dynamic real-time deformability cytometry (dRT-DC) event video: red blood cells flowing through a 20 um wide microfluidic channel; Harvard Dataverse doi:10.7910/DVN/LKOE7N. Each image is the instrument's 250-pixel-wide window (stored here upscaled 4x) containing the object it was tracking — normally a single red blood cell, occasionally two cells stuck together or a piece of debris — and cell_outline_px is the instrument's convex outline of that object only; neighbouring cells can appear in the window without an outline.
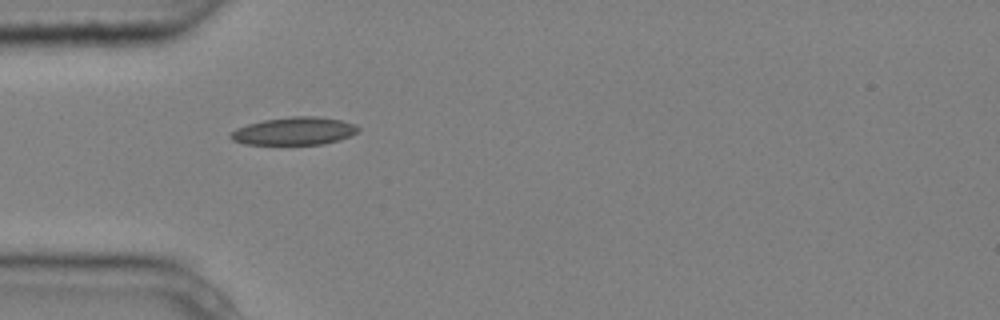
{"species": "common noctule bat (a hibernating species)", "species_latin": "Nyctalus noctula", "temperature_condition": "cold", "stored_images_in_passage": 7, "camera_frame_rate_fps": 3000, "um_per_image_px": 0.085, "animal": {"sex": "male", "body_mass_g": 20.4}, "frame": {"image": 1, "passage_image": 1, "time_ms": 0.0, "image_size_px": [1000, 320], "cell_outline_px": [[360, 128], [356, 132], [340, 140], [324, 144], [244, 144], [232, 140], [228, 136], [236, 128], [248, 124], [264, 120], [292, 116], [316, 116], [340, 120], [356, 124]], "centroid_in_image_um": [25.0, 11.14], "position_along_channel_um": 60.0, "area_um2": 20.58}}
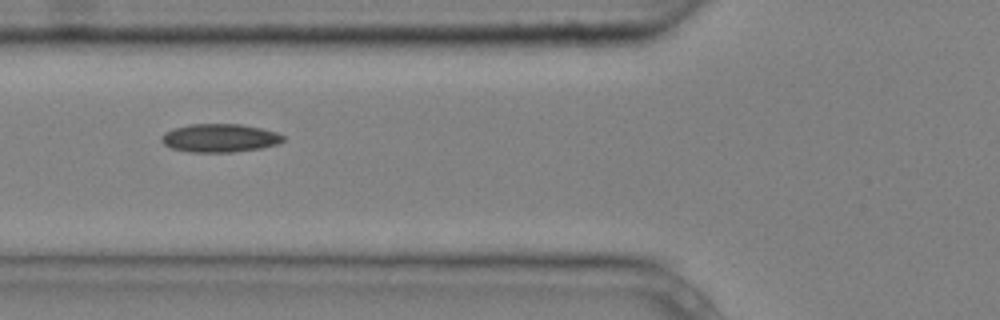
{"frame": {"image": 2, "passage_image": 2, "time_ms": 0.333, "image_size_px": [1000, 320], "cell_outline_px": [[284, 140], [280, 144], [260, 148], [232, 152], [188, 152], [172, 148], [164, 144], [160, 140], [160, 136], [164, 132], [172, 128], [188, 124], [240, 124], [260, 128], [276, 132], [284, 136]], "centroid_in_image_um": [18.64, 11.73], "position_along_channel_um": 107.2, "area_um2": 20.23}}
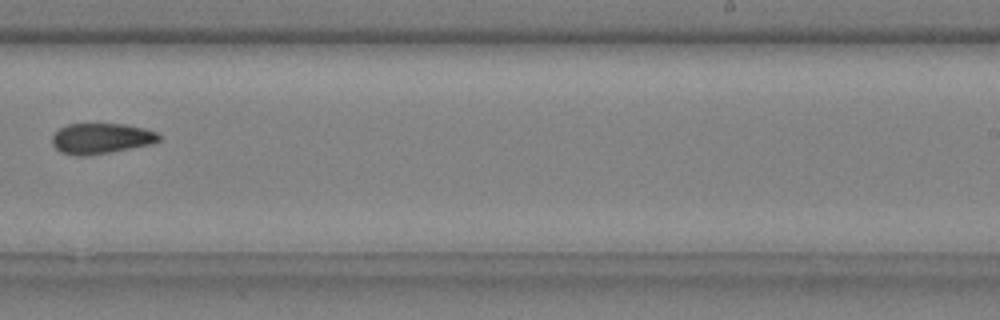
{"frame": {"image": 3, "passage_image": 6, "time_ms": 1.667, "image_size_px": [1000, 320], "cell_outline_px": [[160, 140], [152, 144], [112, 152], [84, 156], [76, 156], [60, 152], [52, 144], [52, 136], [60, 128], [68, 124], [124, 124], [144, 128], [156, 132], [160, 136]], "centroid_in_image_um": [8.59, 11.78], "position_along_channel_um": 280.4, "area_um2": 19.07}}